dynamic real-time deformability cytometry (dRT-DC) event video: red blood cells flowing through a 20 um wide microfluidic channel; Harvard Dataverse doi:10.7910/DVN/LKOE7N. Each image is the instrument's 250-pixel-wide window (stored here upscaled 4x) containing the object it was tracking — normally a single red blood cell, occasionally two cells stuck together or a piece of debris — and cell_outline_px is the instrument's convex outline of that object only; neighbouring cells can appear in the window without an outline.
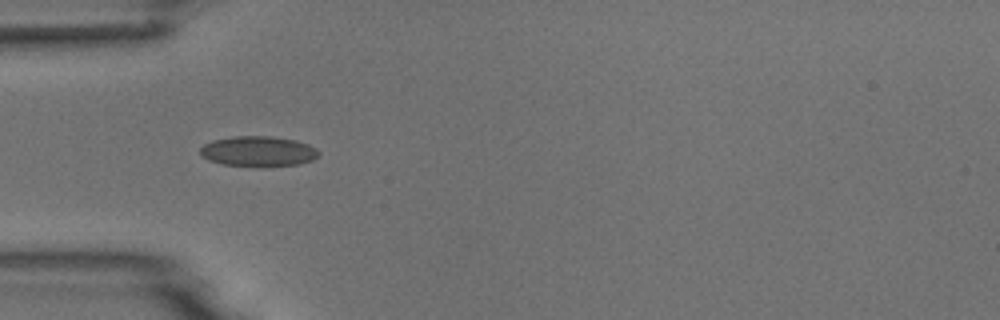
{"species": "common noctule bat (a hibernating species)", "species_latin": "Nyctalus noctula", "temperature_condition": "room temperature", "stored_images_in_passage": 6, "camera_frame_rate_fps": 3000, "um_per_image_px": 0.085, "animal": {"sex": "male", "body_mass_g": 18.8}, "frame": {"image": 1, "passage_image": 5, "time_ms": 5.333, "image_size_px": [1000, 320], "cell_outline_px": [[320, 156], [312, 160], [300, 164], [264, 168], [220, 164], [208, 160], [200, 156], [200, 148], [204, 144], [212, 140], [232, 136], [272, 136], [296, 140], [308, 144], [316, 148], [320, 152]], "centroid_in_image_um": [21.95, 12.88], "position_along_channel_um": 63.0, "area_um2": 21.62}}